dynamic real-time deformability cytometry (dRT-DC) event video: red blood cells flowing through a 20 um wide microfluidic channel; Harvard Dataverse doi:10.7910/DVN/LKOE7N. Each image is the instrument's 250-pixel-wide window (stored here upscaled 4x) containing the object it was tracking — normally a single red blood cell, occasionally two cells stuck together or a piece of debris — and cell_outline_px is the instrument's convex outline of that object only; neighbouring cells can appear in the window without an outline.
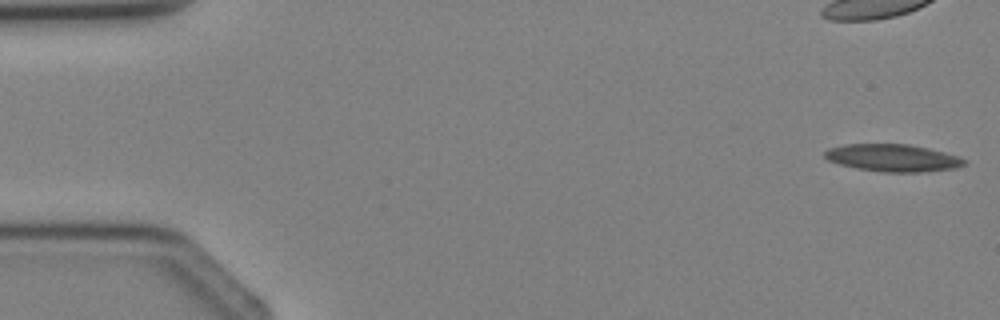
{"species": "Egyptian fruit bat (a non-hibernating species)", "species_latin": "Rousettus aegyptiacus", "temperature_condition": "cold", "stored_images_in_passage": 4, "camera_frame_rate_fps": 3000, "um_per_image_px": 0.085, "animal": {"sex": "female"}, "frame": {"image": 1, "passage_image": 1, "time_ms": 0.0, "image_size_px": [1000, 320], "cell_outline_px": [[968, 164], [956, 168], [924, 172], [880, 172], [856, 168], [840, 164], [828, 160], [824, 156], [824, 152], [828, 148], [844, 144], [908, 144], [928, 148], [960, 156], [968, 160]], "centroid_in_image_um": [75.93, 13.42], "position_along_channel_um": 9.1, "area_um2": 22.48}}